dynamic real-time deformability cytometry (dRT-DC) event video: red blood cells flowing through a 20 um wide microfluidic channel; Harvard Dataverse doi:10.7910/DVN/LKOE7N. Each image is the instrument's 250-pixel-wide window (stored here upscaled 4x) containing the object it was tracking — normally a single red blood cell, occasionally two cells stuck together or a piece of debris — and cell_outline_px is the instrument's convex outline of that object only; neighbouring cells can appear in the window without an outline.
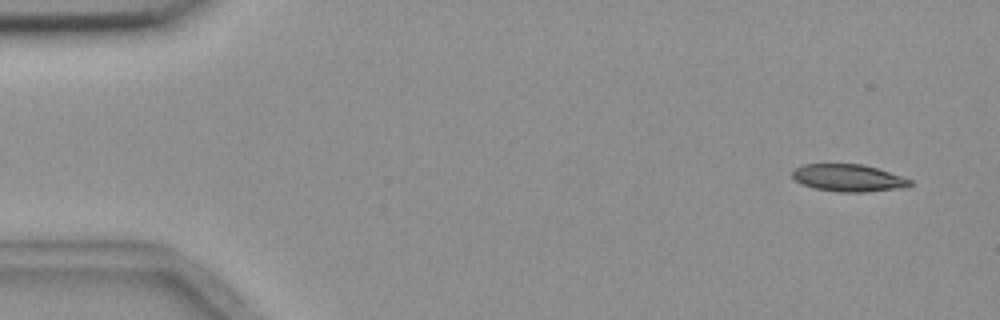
{"species": "common noctule bat (a hibernating species)", "species_latin": "Nyctalus noctula", "temperature_condition": "room temperature", "stored_images_in_passage": 5, "camera_frame_rate_fps": 3000, "um_per_image_px": 0.085, "animal": {"sex": "female", "body_mass_g": 18.4}, "frame": {"image": 1, "passage_image": 1, "time_ms": 0.0, "image_size_px": [1000, 320], "cell_outline_px": [[912, 184], [908, 188], [864, 192], [840, 192], [816, 188], [804, 184], [796, 180], [792, 176], [792, 172], [796, 168], [804, 164], [864, 164], [912, 180]], "centroid_in_image_um": [72.16, 15.13], "position_along_channel_um": 12.8, "area_um2": 18.55}}
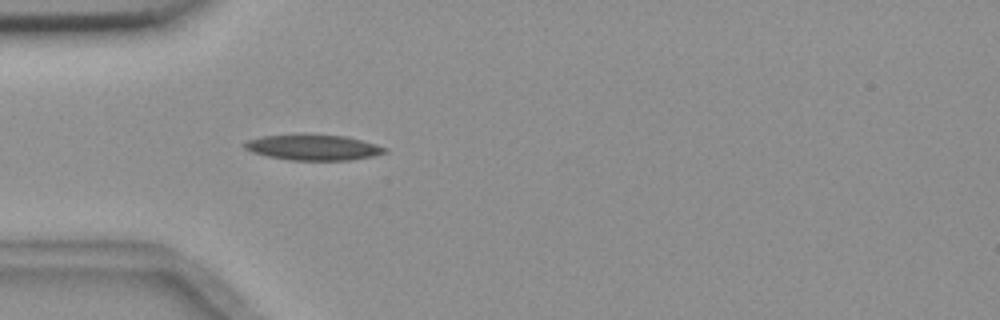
{"frame": {"image": 2, "passage_image": 5, "time_ms": 4.333, "image_size_px": [1000, 320], "cell_outline_px": [[388, 152], [372, 156], [348, 160], [288, 160], [268, 156], [252, 152], [244, 148], [240, 144], [248, 140], [260, 136], [300, 132], [304, 132], [344, 136], [376, 144], [388, 148]], "centroid_in_image_um": [26.56, 12.49], "position_along_channel_um": 58.4, "area_um2": 21.62}}